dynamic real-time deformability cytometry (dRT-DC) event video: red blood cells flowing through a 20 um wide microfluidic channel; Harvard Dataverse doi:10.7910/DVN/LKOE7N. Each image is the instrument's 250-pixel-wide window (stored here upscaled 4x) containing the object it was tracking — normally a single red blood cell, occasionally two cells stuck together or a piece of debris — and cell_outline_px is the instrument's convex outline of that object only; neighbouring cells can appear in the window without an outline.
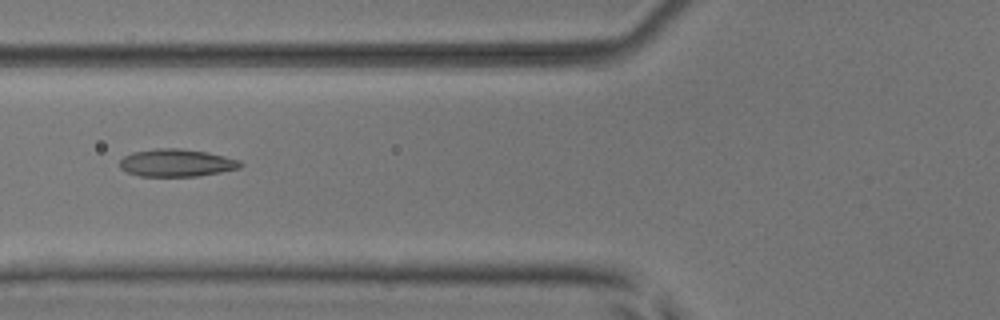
{"species": "common noctule bat (a hibernating species)", "species_latin": "Nyctalus noctula", "temperature_condition": "room temperature", "stored_images_in_passage": 6, "camera_frame_rate_fps": 3000, "um_per_image_px": 0.085, "animal": {"sex": "male", "body_mass_g": 17.9, "forearm_length_mm": 54.2}, "frame": {"image": 1, "passage_image": 6, "time_ms": 6.667, "image_size_px": [1000, 320], "cell_outline_px": [[244, 164], [240, 168], [200, 176], [140, 176], [128, 172], [120, 168], [120, 160], [124, 156], [132, 152], [152, 148], [180, 148], [208, 152], [240, 160]], "centroid_in_image_um": [15.01, 13.83], "position_along_channel_um": 110.8, "area_um2": 19.54}}